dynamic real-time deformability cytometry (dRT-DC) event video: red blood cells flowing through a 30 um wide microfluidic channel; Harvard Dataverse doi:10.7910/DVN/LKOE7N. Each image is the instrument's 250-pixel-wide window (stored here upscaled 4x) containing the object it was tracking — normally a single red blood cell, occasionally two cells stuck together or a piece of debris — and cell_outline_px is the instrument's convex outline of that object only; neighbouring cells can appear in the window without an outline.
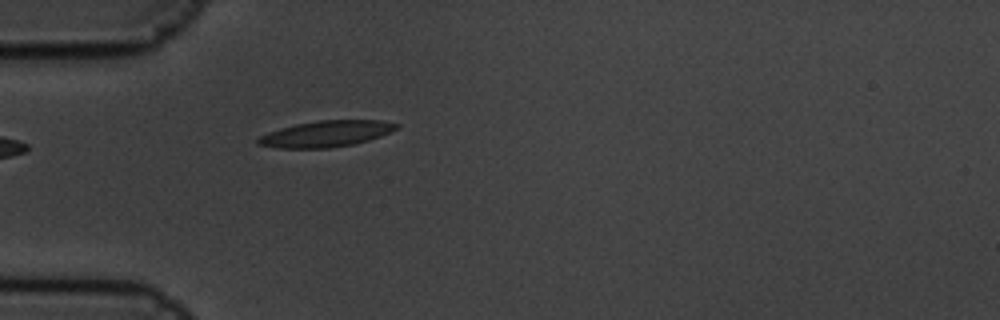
{"species": "common noctule bat (a hibernating species)", "species_latin": "Nyctalus noctula", "temperature_condition": "cold", "stored_images_in_passage": 6, "camera_frame_rate_fps": 3000, "um_per_image_px": 0.085, "animal": {"sex": "male", "body_mass_g": 19.5, "forearm_length_mm": 54.6}, "frame": {"image": 1, "passage_image": 6, "time_ms": 1.667, "image_size_px": [1000, 320], "cell_outline_px": [[400, 128], [380, 136], [356, 144], [332, 148], [276, 148], [256, 144], [256, 140], [260, 136], [268, 132], [280, 128], [296, 124], [320, 120], [380, 120], [400, 124]], "centroid_in_image_um": [27.73, 11.38], "position_along_channel_um": 57.3, "area_um2": 21.27}}